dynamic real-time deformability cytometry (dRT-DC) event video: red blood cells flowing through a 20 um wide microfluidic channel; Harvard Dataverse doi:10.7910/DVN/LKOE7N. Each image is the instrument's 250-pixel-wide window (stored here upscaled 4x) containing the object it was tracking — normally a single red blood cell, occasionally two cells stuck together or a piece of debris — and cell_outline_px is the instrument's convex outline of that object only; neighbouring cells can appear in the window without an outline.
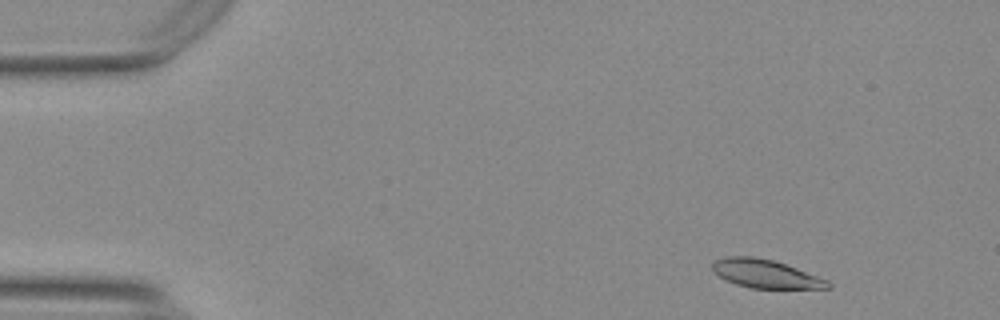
{"species": "Egyptian fruit bat (a non-hibernating species)", "species_latin": "Rousettus aegyptiacus", "temperature_condition": "warm", "stored_images_in_passage": 7, "camera_frame_rate_fps": 3000, "um_per_image_px": 0.085, "animal": {"sex": "female"}, "frame": {"image": 1, "passage_image": 3, "time_ms": 0.667, "image_size_px": [1000, 320], "cell_outline_px": [[832, 288], [748, 288], [736, 284], [720, 276], [712, 268], [712, 264], [716, 260], [728, 256], [752, 256], [772, 260], [796, 268], [828, 280], [832, 284]], "centroid_in_image_um": [65.09, 23.28], "position_along_channel_um": 19.9, "area_um2": 18.79}}